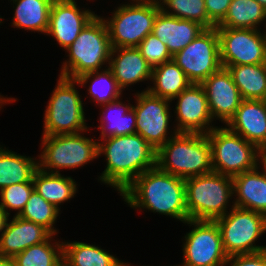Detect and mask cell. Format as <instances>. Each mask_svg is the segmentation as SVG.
<instances>
[{
  "label": "cell",
  "mask_w": 266,
  "mask_h": 266,
  "mask_svg": "<svg viewBox=\"0 0 266 266\" xmlns=\"http://www.w3.org/2000/svg\"><path fill=\"white\" fill-rule=\"evenodd\" d=\"M120 195L131 208L148 209L185 223V180L161 171L157 166L139 175Z\"/></svg>",
  "instance_id": "6da1fadb"
},
{
  "label": "cell",
  "mask_w": 266,
  "mask_h": 266,
  "mask_svg": "<svg viewBox=\"0 0 266 266\" xmlns=\"http://www.w3.org/2000/svg\"><path fill=\"white\" fill-rule=\"evenodd\" d=\"M100 140L98 156L103 154L107 162L99 180L118 193L143 172L156 167L157 150L137 133Z\"/></svg>",
  "instance_id": "7a4b0ae2"
},
{
  "label": "cell",
  "mask_w": 266,
  "mask_h": 266,
  "mask_svg": "<svg viewBox=\"0 0 266 266\" xmlns=\"http://www.w3.org/2000/svg\"><path fill=\"white\" fill-rule=\"evenodd\" d=\"M156 166L184 180L212 172L207 134L177 133L157 150Z\"/></svg>",
  "instance_id": "3957f363"
},
{
  "label": "cell",
  "mask_w": 266,
  "mask_h": 266,
  "mask_svg": "<svg viewBox=\"0 0 266 266\" xmlns=\"http://www.w3.org/2000/svg\"><path fill=\"white\" fill-rule=\"evenodd\" d=\"M112 46L103 17L96 15L66 49L69 59L63 62L59 76L76 79L82 74L103 70L109 65Z\"/></svg>",
  "instance_id": "277c9868"
},
{
  "label": "cell",
  "mask_w": 266,
  "mask_h": 266,
  "mask_svg": "<svg viewBox=\"0 0 266 266\" xmlns=\"http://www.w3.org/2000/svg\"><path fill=\"white\" fill-rule=\"evenodd\" d=\"M185 195L189 219L215 221L228 212L232 177L214 171L190 177L185 179Z\"/></svg>",
  "instance_id": "5b68a950"
},
{
  "label": "cell",
  "mask_w": 266,
  "mask_h": 266,
  "mask_svg": "<svg viewBox=\"0 0 266 266\" xmlns=\"http://www.w3.org/2000/svg\"><path fill=\"white\" fill-rule=\"evenodd\" d=\"M75 79L59 76L45 109L43 136L87 132L84 107Z\"/></svg>",
  "instance_id": "8992f818"
},
{
  "label": "cell",
  "mask_w": 266,
  "mask_h": 266,
  "mask_svg": "<svg viewBox=\"0 0 266 266\" xmlns=\"http://www.w3.org/2000/svg\"><path fill=\"white\" fill-rule=\"evenodd\" d=\"M118 6L112 16L104 19L112 48L137 47L152 33L154 21L161 11L158 2L131 0Z\"/></svg>",
  "instance_id": "52a82bcc"
},
{
  "label": "cell",
  "mask_w": 266,
  "mask_h": 266,
  "mask_svg": "<svg viewBox=\"0 0 266 266\" xmlns=\"http://www.w3.org/2000/svg\"><path fill=\"white\" fill-rule=\"evenodd\" d=\"M84 132L42 136L38 168L59 174L60 169H74L98 158V141L83 136Z\"/></svg>",
  "instance_id": "ba28073f"
},
{
  "label": "cell",
  "mask_w": 266,
  "mask_h": 266,
  "mask_svg": "<svg viewBox=\"0 0 266 266\" xmlns=\"http://www.w3.org/2000/svg\"><path fill=\"white\" fill-rule=\"evenodd\" d=\"M207 136L214 172L234 177L259 164L258 148L227 127L215 126Z\"/></svg>",
  "instance_id": "9c48e42d"
},
{
  "label": "cell",
  "mask_w": 266,
  "mask_h": 266,
  "mask_svg": "<svg viewBox=\"0 0 266 266\" xmlns=\"http://www.w3.org/2000/svg\"><path fill=\"white\" fill-rule=\"evenodd\" d=\"M222 217L216 219L221 232L222 244L228 256L252 254L266 250L255 241L266 231V215L234 206ZM255 244V245H254Z\"/></svg>",
  "instance_id": "30bf717a"
},
{
  "label": "cell",
  "mask_w": 266,
  "mask_h": 266,
  "mask_svg": "<svg viewBox=\"0 0 266 266\" xmlns=\"http://www.w3.org/2000/svg\"><path fill=\"white\" fill-rule=\"evenodd\" d=\"M185 224L193 228L184 237V261L178 266H225L228 255L216 221L189 219Z\"/></svg>",
  "instance_id": "8fae6325"
},
{
  "label": "cell",
  "mask_w": 266,
  "mask_h": 266,
  "mask_svg": "<svg viewBox=\"0 0 266 266\" xmlns=\"http://www.w3.org/2000/svg\"><path fill=\"white\" fill-rule=\"evenodd\" d=\"M172 60L194 84H201L221 67L217 28H205L184 49L175 53Z\"/></svg>",
  "instance_id": "7c38bea8"
},
{
  "label": "cell",
  "mask_w": 266,
  "mask_h": 266,
  "mask_svg": "<svg viewBox=\"0 0 266 266\" xmlns=\"http://www.w3.org/2000/svg\"><path fill=\"white\" fill-rule=\"evenodd\" d=\"M136 106H132L136 114V133L158 150L178 132L174 129L169 134L171 119L169 99L151 94L145 89L135 94ZM170 135V137L168 136Z\"/></svg>",
  "instance_id": "4fadbf2b"
},
{
  "label": "cell",
  "mask_w": 266,
  "mask_h": 266,
  "mask_svg": "<svg viewBox=\"0 0 266 266\" xmlns=\"http://www.w3.org/2000/svg\"><path fill=\"white\" fill-rule=\"evenodd\" d=\"M217 28L222 66L266 63V30Z\"/></svg>",
  "instance_id": "5bb4252c"
},
{
  "label": "cell",
  "mask_w": 266,
  "mask_h": 266,
  "mask_svg": "<svg viewBox=\"0 0 266 266\" xmlns=\"http://www.w3.org/2000/svg\"><path fill=\"white\" fill-rule=\"evenodd\" d=\"M173 100H177L174 108L176 132L208 134L214 128L206 93L201 84L192 83L171 101Z\"/></svg>",
  "instance_id": "9a60e30c"
},
{
  "label": "cell",
  "mask_w": 266,
  "mask_h": 266,
  "mask_svg": "<svg viewBox=\"0 0 266 266\" xmlns=\"http://www.w3.org/2000/svg\"><path fill=\"white\" fill-rule=\"evenodd\" d=\"M79 8L75 0H54L52 3L46 34L55 38L65 50L97 15L89 9Z\"/></svg>",
  "instance_id": "2e32d148"
},
{
  "label": "cell",
  "mask_w": 266,
  "mask_h": 266,
  "mask_svg": "<svg viewBox=\"0 0 266 266\" xmlns=\"http://www.w3.org/2000/svg\"><path fill=\"white\" fill-rule=\"evenodd\" d=\"M208 100L210 114L214 119L227 123L243 100L231 73L221 67L201 83Z\"/></svg>",
  "instance_id": "e0dca14e"
},
{
  "label": "cell",
  "mask_w": 266,
  "mask_h": 266,
  "mask_svg": "<svg viewBox=\"0 0 266 266\" xmlns=\"http://www.w3.org/2000/svg\"><path fill=\"white\" fill-rule=\"evenodd\" d=\"M225 126L259 149L266 141V101L243 99Z\"/></svg>",
  "instance_id": "ac0fdd59"
},
{
  "label": "cell",
  "mask_w": 266,
  "mask_h": 266,
  "mask_svg": "<svg viewBox=\"0 0 266 266\" xmlns=\"http://www.w3.org/2000/svg\"><path fill=\"white\" fill-rule=\"evenodd\" d=\"M108 67L123 91L130 85L151 81L152 67L137 47L112 48Z\"/></svg>",
  "instance_id": "d6986e66"
},
{
  "label": "cell",
  "mask_w": 266,
  "mask_h": 266,
  "mask_svg": "<svg viewBox=\"0 0 266 266\" xmlns=\"http://www.w3.org/2000/svg\"><path fill=\"white\" fill-rule=\"evenodd\" d=\"M51 235L42 225L13 215L0 236V256L14 257L30 246L43 243Z\"/></svg>",
  "instance_id": "ffe728a7"
},
{
  "label": "cell",
  "mask_w": 266,
  "mask_h": 266,
  "mask_svg": "<svg viewBox=\"0 0 266 266\" xmlns=\"http://www.w3.org/2000/svg\"><path fill=\"white\" fill-rule=\"evenodd\" d=\"M204 29L195 21L170 16L161 10L155 18L152 34L167 46L173 56L191 43Z\"/></svg>",
  "instance_id": "44dd1931"
},
{
  "label": "cell",
  "mask_w": 266,
  "mask_h": 266,
  "mask_svg": "<svg viewBox=\"0 0 266 266\" xmlns=\"http://www.w3.org/2000/svg\"><path fill=\"white\" fill-rule=\"evenodd\" d=\"M261 171L259 170L260 168ZM234 206L266 215V172L259 164L252 170L232 177Z\"/></svg>",
  "instance_id": "7402d4cb"
},
{
  "label": "cell",
  "mask_w": 266,
  "mask_h": 266,
  "mask_svg": "<svg viewBox=\"0 0 266 266\" xmlns=\"http://www.w3.org/2000/svg\"><path fill=\"white\" fill-rule=\"evenodd\" d=\"M121 100L122 98H118L100 105L103 109L99 120L101 124L98 126V129H101L100 139L136 133V114L133 105L124 104Z\"/></svg>",
  "instance_id": "603a6c76"
},
{
  "label": "cell",
  "mask_w": 266,
  "mask_h": 266,
  "mask_svg": "<svg viewBox=\"0 0 266 266\" xmlns=\"http://www.w3.org/2000/svg\"><path fill=\"white\" fill-rule=\"evenodd\" d=\"M32 181L34 190L59 210V205L73 198L78 191L76 181L72 177L44 172L39 168L35 171Z\"/></svg>",
  "instance_id": "cb8c5ba5"
},
{
  "label": "cell",
  "mask_w": 266,
  "mask_h": 266,
  "mask_svg": "<svg viewBox=\"0 0 266 266\" xmlns=\"http://www.w3.org/2000/svg\"><path fill=\"white\" fill-rule=\"evenodd\" d=\"M15 4L14 17L11 22L14 28L41 32L46 35L49 15L54 0H10Z\"/></svg>",
  "instance_id": "d4e9b609"
},
{
  "label": "cell",
  "mask_w": 266,
  "mask_h": 266,
  "mask_svg": "<svg viewBox=\"0 0 266 266\" xmlns=\"http://www.w3.org/2000/svg\"><path fill=\"white\" fill-rule=\"evenodd\" d=\"M151 81L153 86H148L146 91L169 100L178 96L192 84L187 75L173 60L154 67Z\"/></svg>",
  "instance_id": "484cf974"
},
{
  "label": "cell",
  "mask_w": 266,
  "mask_h": 266,
  "mask_svg": "<svg viewBox=\"0 0 266 266\" xmlns=\"http://www.w3.org/2000/svg\"><path fill=\"white\" fill-rule=\"evenodd\" d=\"M222 67L231 73L242 99H266V63Z\"/></svg>",
  "instance_id": "4316f807"
},
{
  "label": "cell",
  "mask_w": 266,
  "mask_h": 266,
  "mask_svg": "<svg viewBox=\"0 0 266 266\" xmlns=\"http://www.w3.org/2000/svg\"><path fill=\"white\" fill-rule=\"evenodd\" d=\"M37 169L36 158L0 147V190L12 184L31 182Z\"/></svg>",
  "instance_id": "83f0119b"
},
{
  "label": "cell",
  "mask_w": 266,
  "mask_h": 266,
  "mask_svg": "<svg viewBox=\"0 0 266 266\" xmlns=\"http://www.w3.org/2000/svg\"><path fill=\"white\" fill-rule=\"evenodd\" d=\"M63 260L70 266H127L113 254L84 242H63Z\"/></svg>",
  "instance_id": "f1b7e54d"
},
{
  "label": "cell",
  "mask_w": 266,
  "mask_h": 266,
  "mask_svg": "<svg viewBox=\"0 0 266 266\" xmlns=\"http://www.w3.org/2000/svg\"><path fill=\"white\" fill-rule=\"evenodd\" d=\"M263 21H266V9L256 0H232L226 16L216 28L258 30Z\"/></svg>",
  "instance_id": "f546056e"
},
{
  "label": "cell",
  "mask_w": 266,
  "mask_h": 266,
  "mask_svg": "<svg viewBox=\"0 0 266 266\" xmlns=\"http://www.w3.org/2000/svg\"><path fill=\"white\" fill-rule=\"evenodd\" d=\"M91 79V80H90ZM78 86L85 87L89 82L88 93L92 100L99 106L121 98L122 90L119 88L112 71L107 67L105 69L88 72L75 79Z\"/></svg>",
  "instance_id": "4dcf8cb0"
},
{
  "label": "cell",
  "mask_w": 266,
  "mask_h": 266,
  "mask_svg": "<svg viewBox=\"0 0 266 266\" xmlns=\"http://www.w3.org/2000/svg\"><path fill=\"white\" fill-rule=\"evenodd\" d=\"M53 236L15 255L16 266H57L63 260V241L54 243Z\"/></svg>",
  "instance_id": "1f68e13d"
},
{
  "label": "cell",
  "mask_w": 266,
  "mask_h": 266,
  "mask_svg": "<svg viewBox=\"0 0 266 266\" xmlns=\"http://www.w3.org/2000/svg\"><path fill=\"white\" fill-rule=\"evenodd\" d=\"M161 10L170 16L199 23L204 28L216 25L208 18L205 0H161ZM173 11V12H172Z\"/></svg>",
  "instance_id": "d6a6232c"
},
{
  "label": "cell",
  "mask_w": 266,
  "mask_h": 266,
  "mask_svg": "<svg viewBox=\"0 0 266 266\" xmlns=\"http://www.w3.org/2000/svg\"><path fill=\"white\" fill-rule=\"evenodd\" d=\"M60 211L61 210L47 202L39 193L33 190L19 217L42 225L52 235H55L58 232L53 225L57 221Z\"/></svg>",
  "instance_id": "836d02e7"
},
{
  "label": "cell",
  "mask_w": 266,
  "mask_h": 266,
  "mask_svg": "<svg viewBox=\"0 0 266 266\" xmlns=\"http://www.w3.org/2000/svg\"><path fill=\"white\" fill-rule=\"evenodd\" d=\"M33 190V181L12 184L8 187L3 188L2 190H0V207L6 212L8 216H10V210L17 211V213H15V216H19L25 208V205L29 200V196Z\"/></svg>",
  "instance_id": "e575fe53"
},
{
  "label": "cell",
  "mask_w": 266,
  "mask_h": 266,
  "mask_svg": "<svg viewBox=\"0 0 266 266\" xmlns=\"http://www.w3.org/2000/svg\"><path fill=\"white\" fill-rule=\"evenodd\" d=\"M137 48L152 68L172 60L167 46L152 33H149Z\"/></svg>",
  "instance_id": "d590c367"
},
{
  "label": "cell",
  "mask_w": 266,
  "mask_h": 266,
  "mask_svg": "<svg viewBox=\"0 0 266 266\" xmlns=\"http://www.w3.org/2000/svg\"><path fill=\"white\" fill-rule=\"evenodd\" d=\"M231 264V265H229ZM266 266V250L252 254L228 256L225 266Z\"/></svg>",
  "instance_id": "8d00e7d4"
},
{
  "label": "cell",
  "mask_w": 266,
  "mask_h": 266,
  "mask_svg": "<svg viewBox=\"0 0 266 266\" xmlns=\"http://www.w3.org/2000/svg\"><path fill=\"white\" fill-rule=\"evenodd\" d=\"M232 0H205L208 18L217 26L226 16Z\"/></svg>",
  "instance_id": "74e56055"
},
{
  "label": "cell",
  "mask_w": 266,
  "mask_h": 266,
  "mask_svg": "<svg viewBox=\"0 0 266 266\" xmlns=\"http://www.w3.org/2000/svg\"><path fill=\"white\" fill-rule=\"evenodd\" d=\"M8 217L9 216L6 214V212L0 207V236L5 229L7 222L9 221Z\"/></svg>",
  "instance_id": "f35d334b"
},
{
  "label": "cell",
  "mask_w": 266,
  "mask_h": 266,
  "mask_svg": "<svg viewBox=\"0 0 266 266\" xmlns=\"http://www.w3.org/2000/svg\"><path fill=\"white\" fill-rule=\"evenodd\" d=\"M0 266H16L13 257L0 256Z\"/></svg>",
  "instance_id": "ab89813d"
},
{
  "label": "cell",
  "mask_w": 266,
  "mask_h": 266,
  "mask_svg": "<svg viewBox=\"0 0 266 266\" xmlns=\"http://www.w3.org/2000/svg\"><path fill=\"white\" fill-rule=\"evenodd\" d=\"M259 158H266V141L259 147Z\"/></svg>",
  "instance_id": "60d3db41"
},
{
  "label": "cell",
  "mask_w": 266,
  "mask_h": 266,
  "mask_svg": "<svg viewBox=\"0 0 266 266\" xmlns=\"http://www.w3.org/2000/svg\"><path fill=\"white\" fill-rule=\"evenodd\" d=\"M261 160V161H260ZM259 163H261V164H259V165H262L263 166V169H264V171L266 172V158H259Z\"/></svg>",
  "instance_id": "b9f144b4"
},
{
  "label": "cell",
  "mask_w": 266,
  "mask_h": 266,
  "mask_svg": "<svg viewBox=\"0 0 266 266\" xmlns=\"http://www.w3.org/2000/svg\"><path fill=\"white\" fill-rule=\"evenodd\" d=\"M256 1L266 9V0H256Z\"/></svg>",
  "instance_id": "7bdbcfd3"
},
{
  "label": "cell",
  "mask_w": 266,
  "mask_h": 266,
  "mask_svg": "<svg viewBox=\"0 0 266 266\" xmlns=\"http://www.w3.org/2000/svg\"><path fill=\"white\" fill-rule=\"evenodd\" d=\"M57 266H70L66 261L62 260Z\"/></svg>",
  "instance_id": "ee69618b"
},
{
  "label": "cell",
  "mask_w": 266,
  "mask_h": 266,
  "mask_svg": "<svg viewBox=\"0 0 266 266\" xmlns=\"http://www.w3.org/2000/svg\"><path fill=\"white\" fill-rule=\"evenodd\" d=\"M142 1H153V2H161V0H142Z\"/></svg>",
  "instance_id": "f6af8a7d"
}]
</instances>
